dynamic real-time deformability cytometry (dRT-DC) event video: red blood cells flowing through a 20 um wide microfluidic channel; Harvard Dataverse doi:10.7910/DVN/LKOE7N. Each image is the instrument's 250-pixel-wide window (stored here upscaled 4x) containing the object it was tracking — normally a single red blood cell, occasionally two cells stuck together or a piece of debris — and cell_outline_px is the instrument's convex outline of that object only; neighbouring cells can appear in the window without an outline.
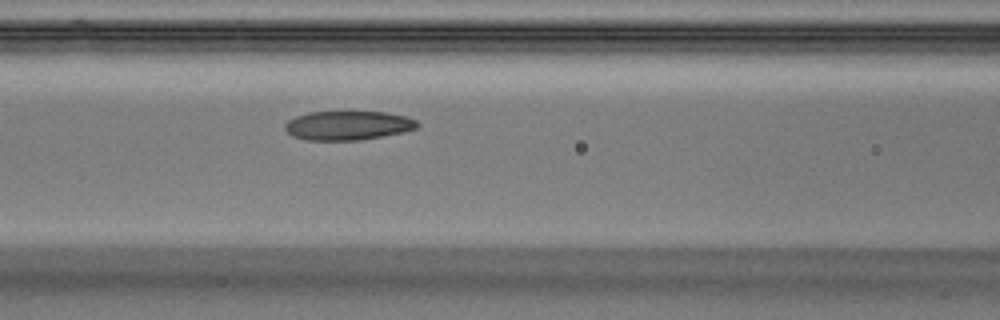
{"species": "Egyptian fruit bat (a non-hibernating species)", "species_latin": "Rousettus aegyptiacus", "temperature_condition": "warm", "stored_images_in_passage": 6, "camera_frame_rate_fps": 3000, "um_per_image_px": 0.085, "animal": {"sex": "male"}, "frame": {"image": 1, "passage_image": 6, "time_ms": 1.667, "image_size_px": [1000, 320], "cell_outline_px": [[420, 124], [416, 128], [400, 132], [360, 140], [308, 140], [292, 136], [284, 128], [284, 124], [288, 120], [296, 116], [308, 112], [384, 112], [408, 116], [416, 120]], "centroid_in_image_um": [29.55, 10.66], "position_along_channel_um": 137.1, "area_um2": 22.31}}